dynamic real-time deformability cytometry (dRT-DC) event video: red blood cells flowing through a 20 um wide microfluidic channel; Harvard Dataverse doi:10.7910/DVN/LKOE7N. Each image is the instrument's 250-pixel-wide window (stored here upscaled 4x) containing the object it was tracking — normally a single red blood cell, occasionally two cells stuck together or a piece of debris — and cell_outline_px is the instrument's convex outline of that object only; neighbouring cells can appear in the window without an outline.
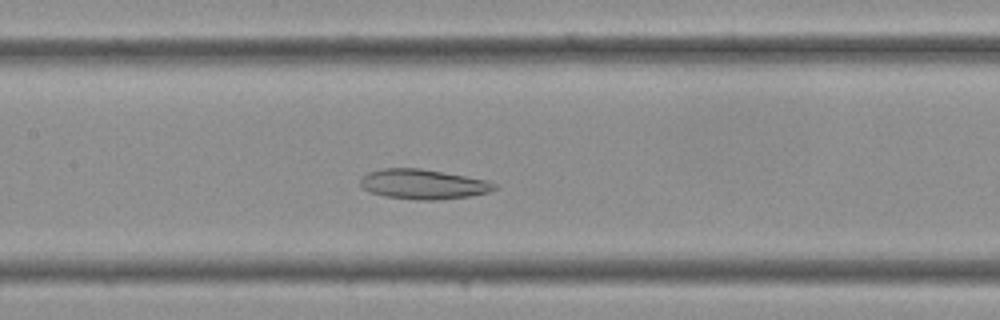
{"species": "Egyptian fruit bat (a non-hibernating species)", "species_latin": "Rousettus aegyptiacus", "temperature_condition": "cold", "stored_images_in_passage": 35, "camera_frame_rate_fps": 3000, "um_per_image_px": 0.085, "frame": {"image": 1, "passage_image": 15, "time_ms": 4.667, "image_size_px": [1000, 320], "cell_outline_px": [[496, 188], [488, 192], [472, 196], [436, 200], [416, 200], [384, 196], [368, 192], [360, 184], [360, 180], [368, 172], [384, 168], [420, 168], [488, 180], [496, 184]], "centroid_in_image_um": [35.97, 15.66], "position_along_channel_um": 171.4, "area_um2": 23.35}}
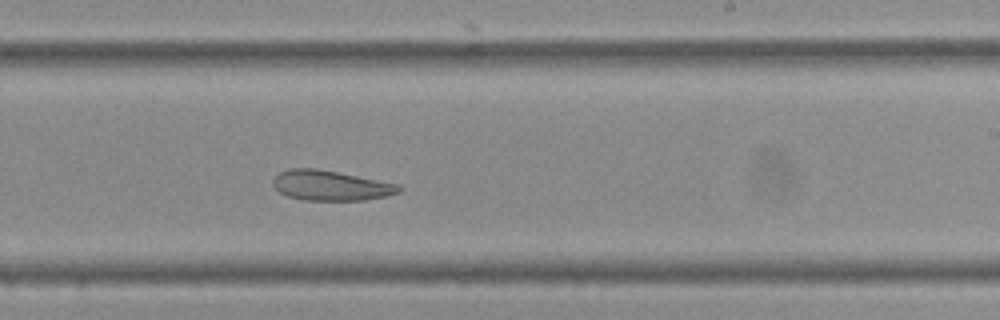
{"frame": {"image": 2, "passage_image": 20, "time_ms": 6.333, "image_size_px": [1000, 320], "cell_outline_px": [[404, 188], [400, 192], [388, 196], [364, 200], [304, 200], [288, 196], [280, 192], [272, 184], [272, 180], [280, 172], [288, 168], [316, 168], [400, 184]], "centroid_in_image_um": [28.14, 15.77], "position_along_channel_um": 260.9, "area_um2": 22.14}}
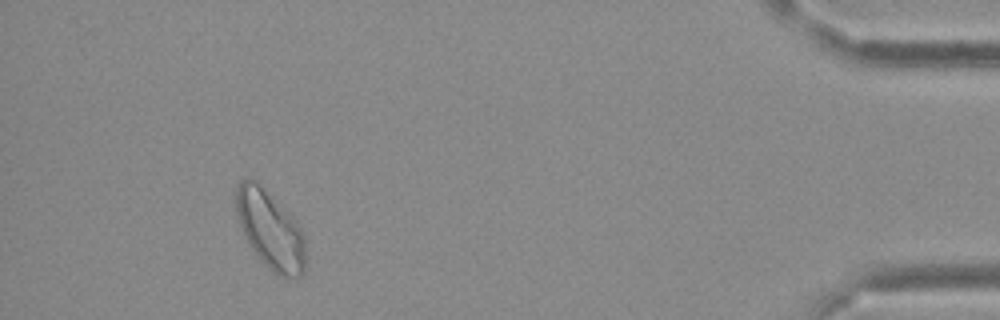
{"frame": {"image": 3, "passage_image": 32, "time_ms": 10.333, "image_size_px": [1000, 320], "cell_outline_px": [[304, 272], [300, 276], [280, 276], [272, 272], [260, 260], [248, 244], [240, 224], [236, 212], [236, 188], [240, 180], [248, 176], [256, 180], [296, 220], [304, 236]], "centroid_in_image_um": [22.94, 19.5], "position_along_channel_um": 412.3, "area_um2": 31.5}}